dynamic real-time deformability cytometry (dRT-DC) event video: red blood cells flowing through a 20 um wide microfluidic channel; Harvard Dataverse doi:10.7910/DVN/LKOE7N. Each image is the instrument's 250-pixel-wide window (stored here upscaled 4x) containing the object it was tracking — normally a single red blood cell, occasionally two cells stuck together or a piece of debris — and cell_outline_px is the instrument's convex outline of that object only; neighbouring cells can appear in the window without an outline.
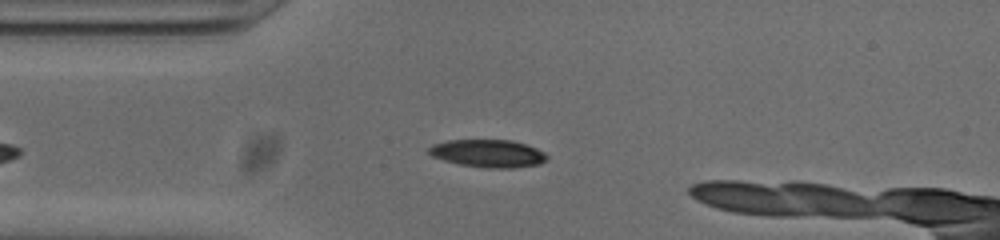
{"species": "common noctule bat (a hibernating species)", "species_latin": "Nyctalus noctula", "temperature_condition": "cold", "stored_images_in_passage": 46, "camera_frame_rate_fps": 3000, "um_per_image_px": 0.085, "animal": {"sex": "male", "body_mass_g": 20.0, "forearm_length_mm": 53.3}, "frame": {"image": 1, "passage_image": 12, "time_ms": 3.667, "image_size_px": [1000, 240], "cell_outline_px": [[548, 160], [540, 164], [512, 168], [488, 168], [460, 164], [444, 160], [432, 156], [428, 152], [428, 148], [432, 144], [448, 140], [512, 140], [536, 148], [544, 152], [548, 156]], "centroid_in_image_um": [41.5, 13.04], "position_along_channel_um": 43.5, "area_um2": 19.07}}
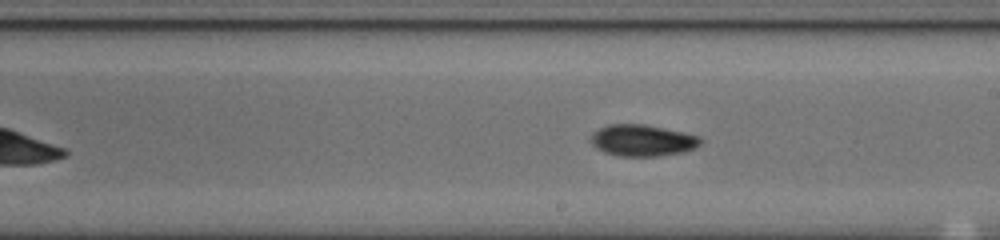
{"frame": {"image": 2, "passage_image": 28, "time_ms": 9.0, "image_size_px": [1000, 240], "cell_outline_px": [[704, 140], [696, 148], [684, 152], [660, 156], [620, 156], [604, 152], [596, 148], [592, 144], [592, 132], [608, 124], [644, 124], [684, 132], [700, 136]], "centroid_in_image_um": [54.65, 11.93], "position_along_channel_um": 234.4, "area_um2": 20.29}}
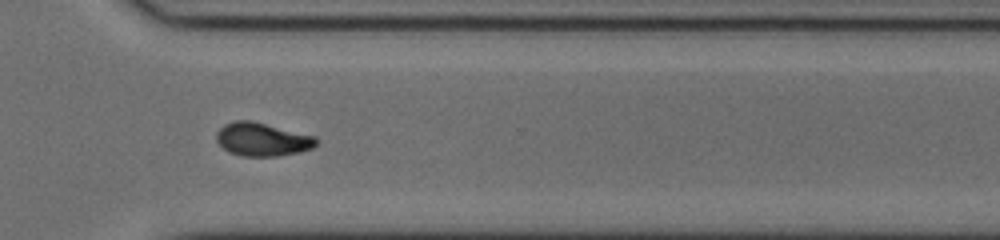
{"frame": {"image": 3, "passage_image": 37, "time_ms": 12.0, "image_size_px": [1000, 240], "cell_outline_px": [[316, 144], [312, 148], [300, 152], [276, 156], [244, 156], [228, 152], [216, 140], [216, 132], [224, 124], [236, 120], [252, 120], [316, 136]], "centroid_in_image_um": [22.28, 11.84], "position_along_channel_um": 348.3, "area_um2": 19.42}, "authors_computed_cell_mechanics": {"area_um2": 19.3919, "velocity_mm_per_s": 3.7886, "shape_relaxation_time_tau1_ms": 6.9137, "shape_relaxation_time_tau2_ms": 4.9162, "deformation_change_tau1": 0.2158, "deformation_change_tau2": 0.0909}}